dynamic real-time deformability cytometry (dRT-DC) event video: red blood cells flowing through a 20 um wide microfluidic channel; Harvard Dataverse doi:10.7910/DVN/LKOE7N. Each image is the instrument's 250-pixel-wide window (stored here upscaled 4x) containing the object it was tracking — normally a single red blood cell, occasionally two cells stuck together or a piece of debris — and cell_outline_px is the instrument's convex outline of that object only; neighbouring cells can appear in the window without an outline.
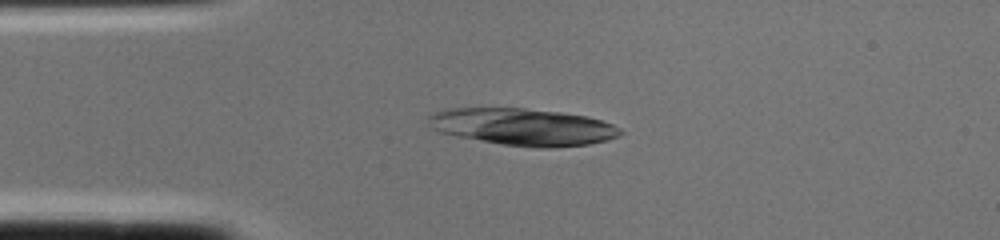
{"species": "common noctule bat (a hibernating species)", "species_latin": "Nyctalus noctula", "temperature_condition": "cold", "stored_images_in_passage": 1, "camera_frame_rate_fps": 3000, "um_per_image_px": 0.085, "animal": {"sex": "female", "body_mass_g": 22.0, "forearm_length_mm": 56.7}, "frame": {"image": 1, "passage_image": 1, "time_ms": 0.0, "image_size_px": [1000, 240], "cell_outline_px": [[624, 132], [620, 136], [608, 140], [588, 144], [548, 148], [540, 148], [504, 144], [456, 136], [440, 132], [432, 128], [428, 120], [428, 116], [436, 112], [448, 108], [524, 108], [560, 112], [588, 116], [612, 124], [620, 128]], "centroid_in_image_um": [44.48, 10.78], "position_along_channel_um": 40.5, "area_um2": 41.27}}